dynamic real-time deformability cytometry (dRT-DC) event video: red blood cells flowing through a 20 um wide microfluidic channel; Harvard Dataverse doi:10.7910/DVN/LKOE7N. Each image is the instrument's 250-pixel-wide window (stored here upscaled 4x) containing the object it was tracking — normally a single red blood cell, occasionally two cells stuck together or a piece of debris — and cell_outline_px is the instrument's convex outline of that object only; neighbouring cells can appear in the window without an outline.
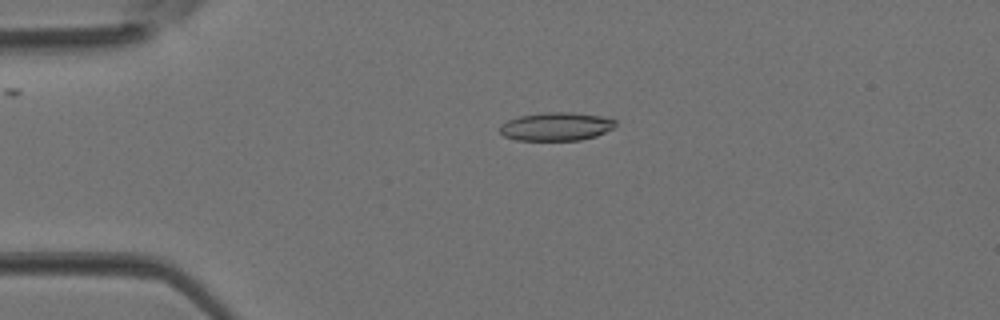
{"species": "Egyptian fruit bat (a non-hibernating species)", "species_latin": "Rousettus aegyptiacus", "temperature_condition": "room temperature", "stored_images_in_passage": 4, "camera_frame_rate_fps": 3000, "um_per_image_px": 0.085, "animal": {"sex": "female"}, "frame": {"image": 1, "passage_image": 3, "time_ms": 0.667, "image_size_px": [1000, 320], "cell_outline_px": [[616, 124], [612, 128], [596, 136], [580, 140], [516, 140], [504, 136], [500, 132], [500, 124], [508, 120], [520, 116], [544, 112], [572, 112], [600, 116], [616, 120]], "centroid_in_image_um": [47.26, 10.75], "position_along_channel_um": 37.7, "area_um2": 19.02}}